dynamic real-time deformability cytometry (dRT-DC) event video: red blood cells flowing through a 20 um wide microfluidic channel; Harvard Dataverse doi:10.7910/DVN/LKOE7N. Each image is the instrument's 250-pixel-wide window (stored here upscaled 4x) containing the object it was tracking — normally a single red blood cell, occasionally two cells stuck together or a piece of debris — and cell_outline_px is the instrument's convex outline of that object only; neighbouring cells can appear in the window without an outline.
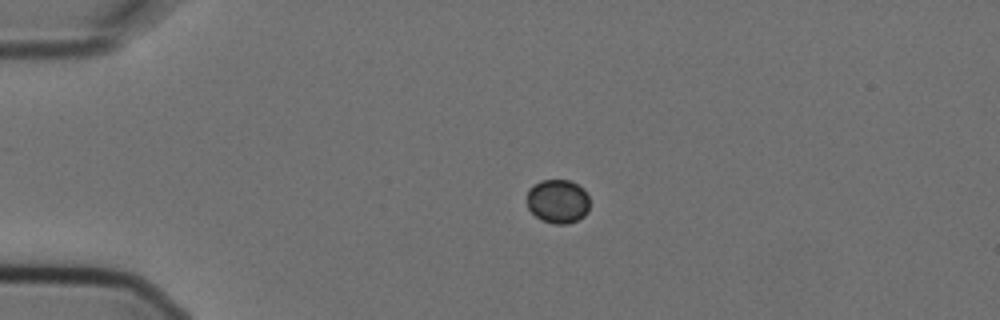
{"species": "Egyptian fruit bat (a non-hibernating species)", "species_latin": "Rousettus aegyptiacus", "temperature_condition": "cold", "stored_images_in_passage": 2, "camera_frame_rate_fps": 3000, "um_per_image_px": 0.085, "animal": {"sex": "female"}, "frame": {"image": 1, "passage_image": 1, "time_ms": 0.0, "image_size_px": [1000, 320], "cell_outline_px": [[588, 212], [584, 216], [568, 224], [556, 224], [540, 220], [528, 208], [528, 188], [532, 184], [540, 180], [568, 180], [584, 188], [588, 196]], "centroid_in_image_um": [47.41, 17.1], "position_along_channel_um": 37.6, "area_um2": 16.13}}